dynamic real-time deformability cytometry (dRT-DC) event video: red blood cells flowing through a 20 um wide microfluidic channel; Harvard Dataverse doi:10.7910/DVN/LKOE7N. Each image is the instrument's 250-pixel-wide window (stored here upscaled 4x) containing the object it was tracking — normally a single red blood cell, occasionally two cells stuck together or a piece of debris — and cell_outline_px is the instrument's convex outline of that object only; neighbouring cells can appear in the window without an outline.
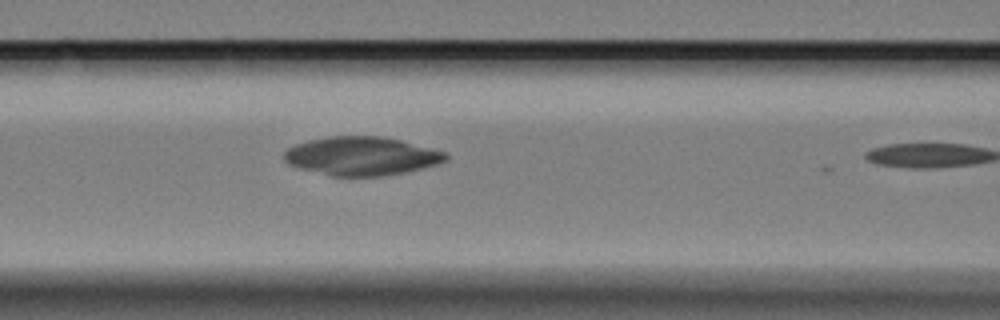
{"species": "Egyptian fruit bat (a non-hibernating species)", "species_latin": "Rousettus aegyptiacus", "temperature_condition": "cold", "stored_images_in_passage": 7, "camera_frame_rate_fps": 3000, "um_per_image_px": 0.085, "animal": {"sex": "female"}, "frame": {"image": 1, "passage_image": 6, "time_ms": 5.667, "image_size_px": [1000, 320], "cell_outline_px": [[448, 160], [436, 164], [408, 172], [384, 176], [332, 176], [300, 168], [288, 164], [284, 160], [284, 152], [288, 148], [296, 144], [308, 140], [328, 136], [380, 136], [400, 140], [444, 152], [448, 156]], "centroid_in_image_um": [30.71, 13.27], "position_along_channel_um": 135.9, "area_um2": 36.24}}